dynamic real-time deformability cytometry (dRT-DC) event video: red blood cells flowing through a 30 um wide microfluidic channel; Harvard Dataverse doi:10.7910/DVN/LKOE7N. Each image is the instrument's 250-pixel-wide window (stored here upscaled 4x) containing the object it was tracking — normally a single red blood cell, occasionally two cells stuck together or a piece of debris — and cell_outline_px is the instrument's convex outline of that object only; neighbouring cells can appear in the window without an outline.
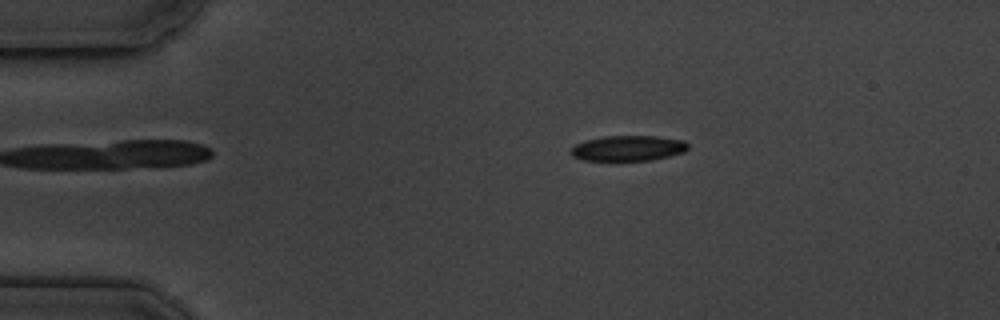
{"species": "common noctule bat (a hibernating species)", "species_latin": "Nyctalus noctula", "temperature_condition": "cold", "stored_images_in_passage": 8, "camera_frame_rate_fps": 3000, "um_per_image_px": 0.085, "animal": {"sex": "male", "body_mass_g": 19.5, "forearm_length_mm": 54.6}, "frame": {"image": 1, "passage_image": 3, "time_ms": 2.0, "image_size_px": [1000, 320], "cell_outline_px": [[688, 148], [684, 152], [652, 160], [584, 160], [572, 156], [572, 148], [576, 144], [584, 140], [604, 136], [656, 136], [684, 140], [688, 144]], "centroid_in_image_um": [53.4, 12.59], "position_along_channel_um": 31.6, "area_um2": 17.22}}
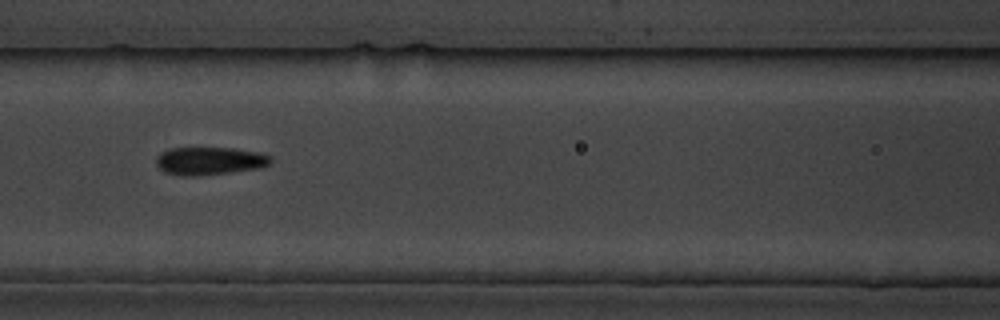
{"frame": {"image": 2, "passage_image": 7, "time_ms": 6.667, "image_size_px": [1000, 320], "cell_outline_px": [[272, 160], [268, 164], [260, 168], [196, 176], [180, 176], [164, 172], [156, 164], [156, 160], [160, 152], [172, 148], [232, 148], [260, 152], [272, 156]], "centroid_in_image_um": [17.81, 13.67], "position_along_channel_um": 148.8, "area_um2": 18.61}}
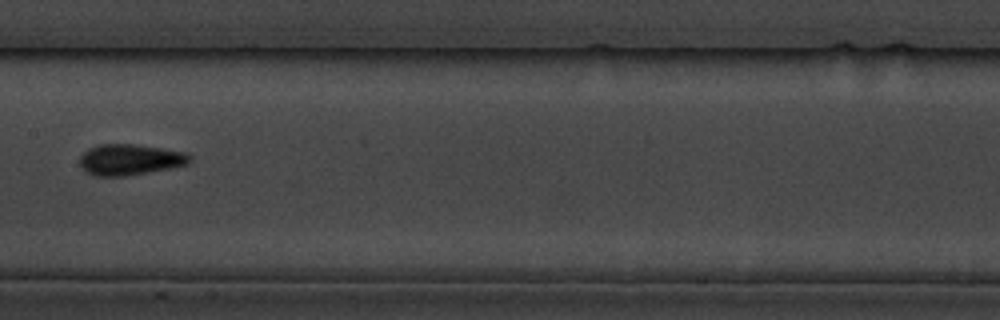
{"frame": {"image": 3, "passage_image": 8, "time_ms": 8.0, "image_size_px": [1000, 320], "cell_outline_px": [[192, 160], [188, 164], [148, 172], [124, 176], [92, 176], [84, 172], [80, 164], [80, 156], [88, 148], [96, 144], [136, 144], [188, 152], [192, 156]], "centroid_in_image_um": [11.03, 13.56], "position_along_channel_um": 196.4, "area_um2": 20.11}}